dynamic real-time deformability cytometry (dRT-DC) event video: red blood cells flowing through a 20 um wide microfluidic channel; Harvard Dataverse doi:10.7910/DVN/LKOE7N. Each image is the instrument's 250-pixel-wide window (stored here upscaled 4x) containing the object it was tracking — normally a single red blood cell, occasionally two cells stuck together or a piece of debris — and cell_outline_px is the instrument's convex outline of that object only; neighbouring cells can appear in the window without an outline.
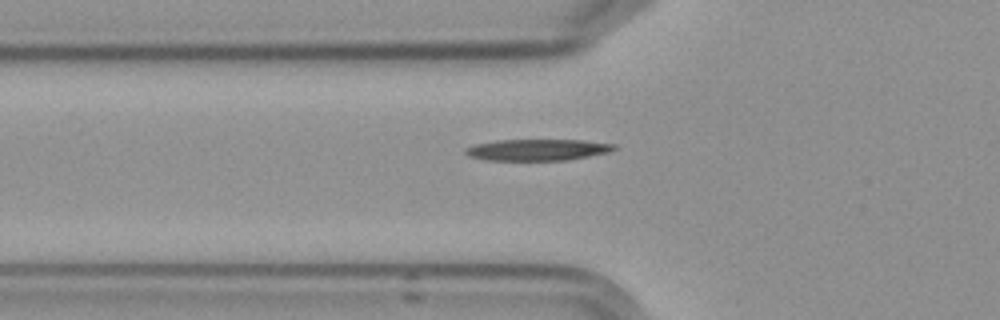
{"species": "Egyptian fruit bat (a non-hibernating species)", "species_latin": "Rousettus aegyptiacus", "temperature_condition": "cold", "stored_images_in_passage": 4, "camera_frame_rate_fps": 3000, "um_per_image_px": 0.085, "frame": {"image": 1, "passage_image": 4, "time_ms": 3.667, "image_size_px": [1000, 320], "cell_outline_px": [[616, 148], [608, 152], [568, 160], [484, 160], [468, 156], [464, 152], [464, 148], [476, 144], [496, 140], [584, 140], [616, 144]], "centroid_in_image_um": [45.65, 12.73], "position_along_channel_um": 80.1, "area_um2": 18.55}}